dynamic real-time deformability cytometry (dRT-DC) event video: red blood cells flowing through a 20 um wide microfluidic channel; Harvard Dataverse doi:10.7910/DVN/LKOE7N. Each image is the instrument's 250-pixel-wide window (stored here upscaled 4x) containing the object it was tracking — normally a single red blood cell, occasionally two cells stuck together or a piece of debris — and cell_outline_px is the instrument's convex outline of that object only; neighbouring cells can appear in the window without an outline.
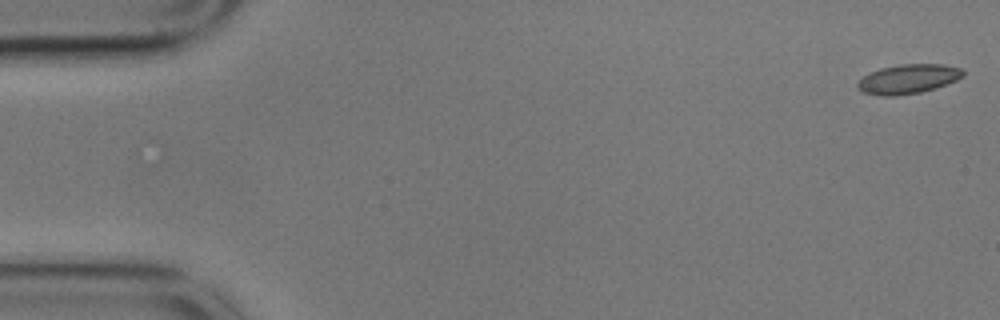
{"species": "common noctule bat (a hibernating species)", "species_latin": "Nyctalus noctula", "temperature_condition": "cold", "stored_images_in_passage": 56, "camera_frame_rate_fps": 3000, "um_per_image_px": 0.085, "animal": {"sex": "male", "body_mass_g": 17.9}, "frame": {"image": 1, "passage_image": 1, "time_ms": 0.0, "image_size_px": [1000, 320], "cell_outline_px": [[964, 76], [956, 80], [936, 88], [920, 92], [896, 96], [880, 96], [864, 92], [856, 88], [856, 84], [868, 72], [880, 68], [900, 64], [944, 64], [960, 68], [964, 72]], "centroid_in_image_um": [77.17, 6.71], "position_along_channel_um": 7.8, "area_um2": 18.15}}
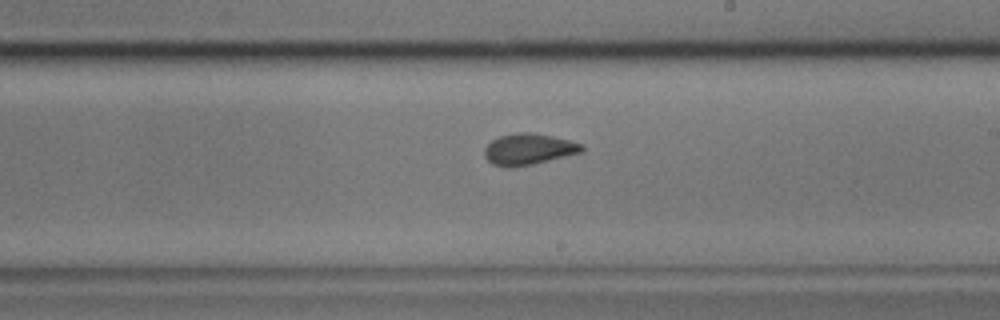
{"frame": {"image": 2, "passage_image": 32, "time_ms": 10.333, "image_size_px": [1000, 320], "cell_outline_px": [[584, 152], [532, 164], [512, 168], [508, 168], [492, 164], [484, 156], [484, 148], [492, 140], [500, 136], [516, 132], [532, 132], [552, 136], [584, 144]], "centroid_in_image_um": [44.93, 12.68], "position_along_channel_um": 244.1, "area_um2": 17.86}}
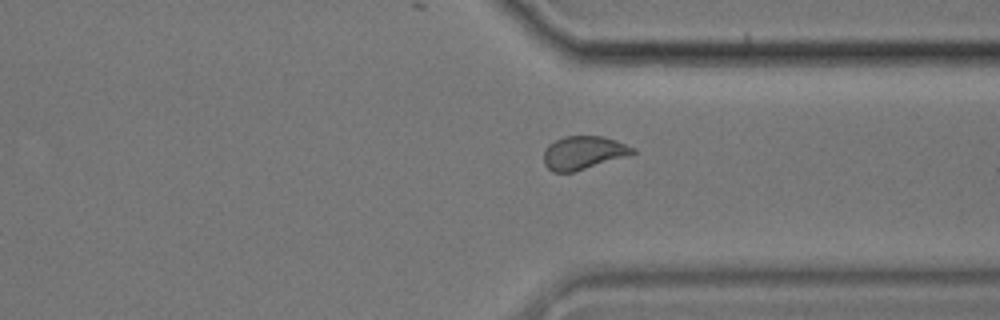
{"frame": {"image": 3, "passage_image": 42, "time_ms": 13.667, "image_size_px": [1000, 320], "cell_outline_px": [[636, 152], [632, 156], [572, 172], [552, 172], [544, 164], [544, 148], [548, 144], [564, 136], [604, 136], [616, 140], [636, 148]], "centroid_in_image_um": [49.63, 12.98], "position_along_channel_um": 361.8, "area_um2": 17.63}, "authors_computed_cell_mechanics": {"area_um2": 17.918, "velocity_mm_per_s": 3.5266, "shape_relaxation_time_tau1_ms": 5.8753, "shape_relaxation_time_tau2_ms": 1.2239, "deformation_change_tau1": 0.112, "deformation_change_tau2": 0.0546}}